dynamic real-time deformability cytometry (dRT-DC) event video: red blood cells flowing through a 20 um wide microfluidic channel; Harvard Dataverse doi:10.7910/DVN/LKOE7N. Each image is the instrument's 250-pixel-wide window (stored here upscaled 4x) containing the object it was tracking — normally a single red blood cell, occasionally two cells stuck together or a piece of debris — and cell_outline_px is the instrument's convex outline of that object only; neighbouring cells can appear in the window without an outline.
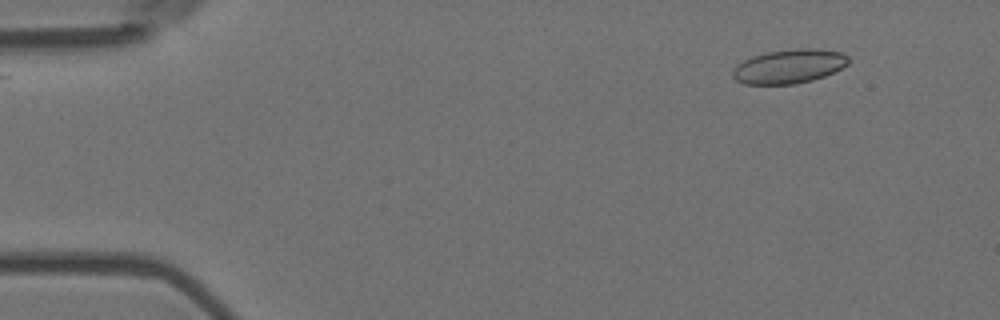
{"species": "Egyptian fruit bat (a non-hibernating species)", "species_latin": "Rousettus aegyptiacus", "temperature_condition": "room temperature", "stored_images_in_passage": 5, "camera_frame_rate_fps": 3000, "um_per_image_px": 0.085, "animal": {"sex": "female"}, "frame": {"image": 1, "passage_image": 2, "time_ms": 0.333, "image_size_px": [1000, 320], "cell_outline_px": [[848, 64], [824, 76], [812, 80], [792, 84], [744, 84], [736, 80], [732, 76], [732, 68], [736, 64], [752, 56], [764, 52], [796, 48], [816, 48], [840, 52], [848, 56]], "centroid_in_image_um": [67.02, 5.63], "position_along_channel_um": 18.0, "area_um2": 23.06}}
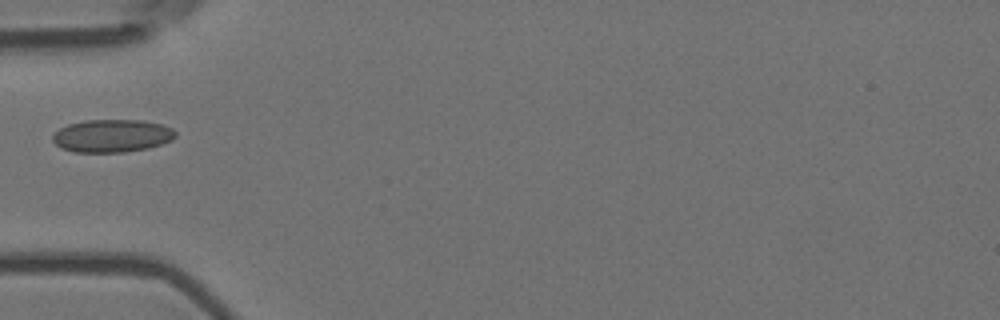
{"frame": {"image": 2, "passage_image": 5, "time_ms": 1.333, "image_size_px": [1000, 320], "cell_outline_px": [[176, 136], [172, 140], [148, 148], [124, 152], [76, 152], [60, 148], [52, 140], [52, 136], [60, 128], [68, 124], [84, 120], [140, 120], [160, 124], [172, 128], [176, 132]], "centroid_in_image_um": [9.51, 11.54], "position_along_channel_um": 75.5, "area_um2": 23.47}}